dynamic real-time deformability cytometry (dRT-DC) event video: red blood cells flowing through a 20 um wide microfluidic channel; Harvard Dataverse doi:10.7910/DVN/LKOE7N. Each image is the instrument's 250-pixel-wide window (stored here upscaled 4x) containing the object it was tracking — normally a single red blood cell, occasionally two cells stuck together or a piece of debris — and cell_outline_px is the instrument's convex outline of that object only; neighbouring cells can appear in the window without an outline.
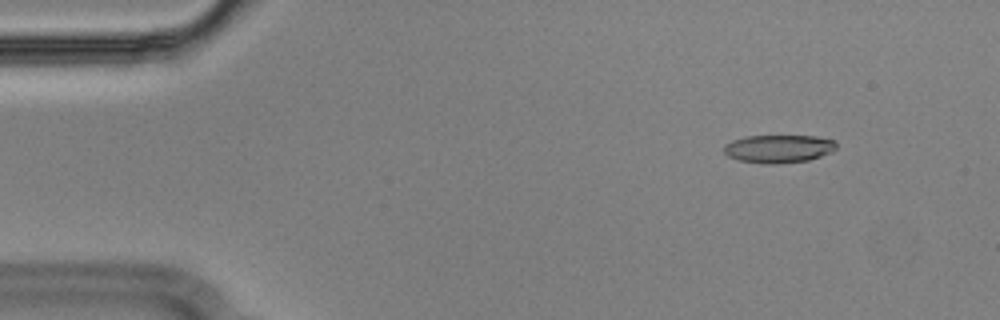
{"species": "Egyptian fruit bat (a non-hibernating species)", "species_latin": "Rousettus aegyptiacus", "temperature_condition": "cold", "stored_images_in_passage": 50, "camera_frame_rate_fps": 3000, "um_per_image_px": 0.085, "animal": {"sex": "male"}, "frame": {"image": 1, "passage_image": 1, "time_ms": 0.0, "image_size_px": [1000, 320], "cell_outline_px": [[836, 148], [832, 152], [808, 160], [776, 164], [768, 164], [740, 160], [728, 156], [724, 152], [724, 144], [732, 140], [744, 136], [816, 136], [836, 140]], "centroid_in_image_um": [66.19, 12.63], "position_along_channel_um": 18.8, "area_um2": 18.38}}
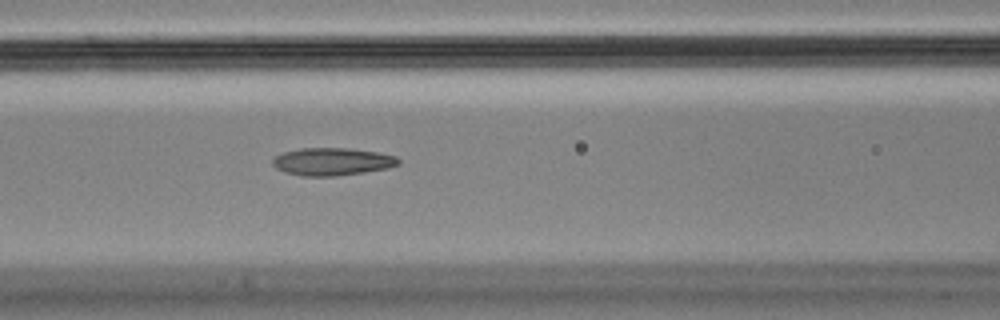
{"frame": {"image": 2, "passage_image": 18, "time_ms": 5.667, "image_size_px": [1000, 320], "cell_outline_px": [[400, 164], [388, 168], [364, 172], [336, 176], [304, 176], [284, 172], [276, 168], [272, 164], [272, 160], [276, 156], [284, 152], [300, 148], [348, 148], [376, 152], [396, 156], [400, 160]], "centroid_in_image_um": [28.24, 13.74], "position_along_channel_um": 138.4, "area_um2": 20.23}}
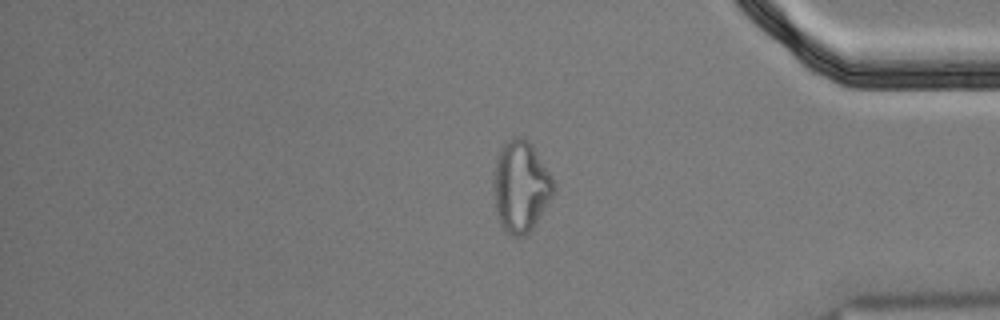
{"frame": {"image": 3, "passage_image": 41, "time_ms": 13.333, "image_size_px": [1000, 320], "cell_outline_px": [[556, 192], [532, 228], [524, 236], [512, 236], [504, 232], [496, 216], [492, 188], [492, 180], [496, 160], [500, 148], [504, 140], [512, 136], [520, 136], [532, 144], [552, 176], [556, 188]], "centroid_in_image_um": [44.24, 15.84], "position_along_channel_um": 391.0, "area_um2": 32.71}, "authors_computed_cell_mechanics": {"area_um2": 20.1144, "velocity_mm_per_s": 3.5898, "shape_relaxation_time_tau1_ms": null, "shape_relaxation_time_tau2_ms": 3.8043, "deformation_change_tau1": null, "deformation_change_tau2": 0.1228}}